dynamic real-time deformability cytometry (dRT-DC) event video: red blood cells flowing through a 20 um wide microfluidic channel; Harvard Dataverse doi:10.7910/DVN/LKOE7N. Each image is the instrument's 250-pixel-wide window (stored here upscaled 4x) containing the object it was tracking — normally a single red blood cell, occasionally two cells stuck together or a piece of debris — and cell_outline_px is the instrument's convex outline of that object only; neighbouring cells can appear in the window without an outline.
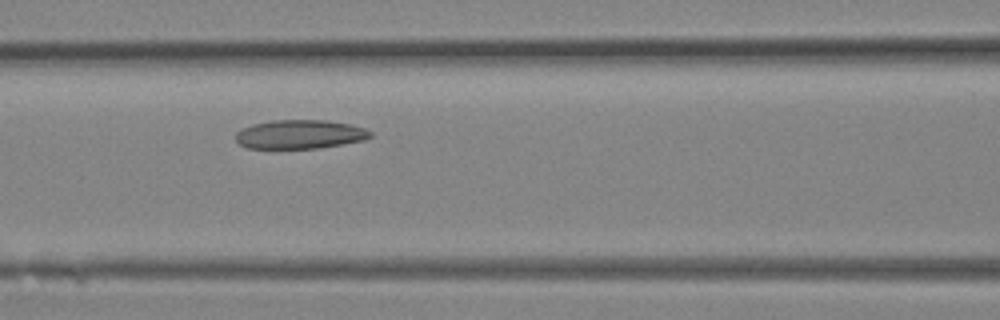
{"species": "Egyptian fruit bat (a non-hibernating species)", "species_latin": "Rousettus aegyptiacus", "temperature_condition": "room temperature", "stored_images_in_passage": 9, "camera_frame_rate_fps": 3000, "um_per_image_px": 0.085, "animal": {"sex": "female"}, "frame": {"image": 1, "passage_image": 9, "time_ms": 2.667, "image_size_px": [1000, 320], "cell_outline_px": [[372, 136], [364, 140], [316, 148], [248, 148], [240, 144], [236, 140], [236, 132], [252, 124], [272, 120], [328, 120], [352, 124], [364, 128], [372, 132]], "centroid_in_image_um": [25.5, 11.4], "position_along_channel_um": 141.1, "area_um2": 22.6}}